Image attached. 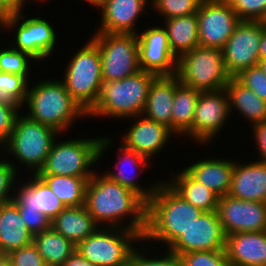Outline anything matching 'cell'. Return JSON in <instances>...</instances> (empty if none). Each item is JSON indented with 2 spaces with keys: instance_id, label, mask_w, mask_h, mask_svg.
Wrapping results in <instances>:
<instances>
[{
  "instance_id": "cell-27",
  "label": "cell",
  "mask_w": 266,
  "mask_h": 266,
  "mask_svg": "<svg viewBox=\"0 0 266 266\" xmlns=\"http://www.w3.org/2000/svg\"><path fill=\"white\" fill-rule=\"evenodd\" d=\"M99 227L85 205L66 207L51 221V228L76 246Z\"/></svg>"
},
{
  "instance_id": "cell-53",
  "label": "cell",
  "mask_w": 266,
  "mask_h": 266,
  "mask_svg": "<svg viewBox=\"0 0 266 266\" xmlns=\"http://www.w3.org/2000/svg\"><path fill=\"white\" fill-rule=\"evenodd\" d=\"M31 1H32V2L39 1V2L41 3V2H44V1L46 2L47 0H31ZM48 2H49V0H48Z\"/></svg>"
},
{
  "instance_id": "cell-29",
  "label": "cell",
  "mask_w": 266,
  "mask_h": 266,
  "mask_svg": "<svg viewBox=\"0 0 266 266\" xmlns=\"http://www.w3.org/2000/svg\"><path fill=\"white\" fill-rule=\"evenodd\" d=\"M170 179L165 182L185 201L202 212L217 210L219 196L210 188L194 179L185 169H181L176 175L174 173Z\"/></svg>"
},
{
  "instance_id": "cell-11",
  "label": "cell",
  "mask_w": 266,
  "mask_h": 266,
  "mask_svg": "<svg viewBox=\"0 0 266 266\" xmlns=\"http://www.w3.org/2000/svg\"><path fill=\"white\" fill-rule=\"evenodd\" d=\"M26 15L23 12L6 15L4 30H9L10 35L13 32L14 41V44L12 41L9 44L21 52L28 53L38 63L47 61L57 48V30L49 20L41 16Z\"/></svg>"
},
{
  "instance_id": "cell-43",
  "label": "cell",
  "mask_w": 266,
  "mask_h": 266,
  "mask_svg": "<svg viewBox=\"0 0 266 266\" xmlns=\"http://www.w3.org/2000/svg\"><path fill=\"white\" fill-rule=\"evenodd\" d=\"M20 113L16 107L0 102V148L8 141Z\"/></svg>"
},
{
  "instance_id": "cell-45",
  "label": "cell",
  "mask_w": 266,
  "mask_h": 266,
  "mask_svg": "<svg viewBox=\"0 0 266 266\" xmlns=\"http://www.w3.org/2000/svg\"><path fill=\"white\" fill-rule=\"evenodd\" d=\"M253 131L256 150L259 153L258 161L266 162V121L255 123L250 126Z\"/></svg>"
},
{
  "instance_id": "cell-2",
  "label": "cell",
  "mask_w": 266,
  "mask_h": 266,
  "mask_svg": "<svg viewBox=\"0 0 266 266\" xmlns=\"http://www.w3.org/2000/svg\"><path fill=\"white\" fill-rule=\"evenodd\" d=\"M202 211L185 201L165 181H159L155 193L147 201L146 229L143 241L168 249L196 221ZM160 242V243H159Z\"/></svg>"
},
{
  "instance_id": "cell-40",
  "label": "cell",
  "mask_w": 266,
  "mask_h": 266,
  "mask_svg": "<svg viewBox=\"0 0 266 266\" xmlns=\"http://www.w3.org/2000/svg\"><path fill=\"white\" fill-rule=\"evenodd\" d=\"M4 158L0 154V205L13 199L15 182H19L18 178H21L8 158Z\"/></svg>"
},
{
  "instance_id": "cell-32",
  "label": "cell",
  "mask_w": 266,
  "mask_h": 266,
  "mask_svg": "<svg viewBox=\"0 0 266 266\" xmlns=\"http://www.w3.org/2000/svg\"><path fill=\"white\" fill-rule=\"evenodd\" d=\"M32 242L47 266H62L76 249V245L51 227L33 235Z\"/></svg>"
},
{
  "instance_id": "cell-50",
  "label": "cell",
  "mask_w": 266,
  "mask_h": 266,
  "mask_svg": "<svg viewBox=\"0 0 266 266\" xmlns=\"http://www.w3.org/2000/svg\"><path fill=\"white\" fill-rule=\"evenodd\" d=\"M0 266H12L10 258L7 254L0 253Z\"/></svg>"
},
{
  "instance_id": "cell-17",
  "label": "cell",
  "mask_w": 266,
  "mask_h": 266,
  "mask_svg": "<svg viewBox=\"0 0 266 266\" xmlns=\"http://www.w3.org/2000/svg\"><path fill=\"white\" fill-rule=\"evenodd\" d=\"M217 215L226 236L238 232L266 231V203L219 197Z\"/></svg>"
},
{
  "instance_id": "cell-35",
  "label": "cell",
  "mask_w": 266,
  "mask_h": 266,
  "mask_svg": "<svg viewBox=\"0 0 266 266\" xmlns=\"http://www.w3.org/2000/svg\"><path fill=\"white\" fill-rule=\"evenodd\" d=\"M32 62L37 63L28 53L21 52L11 45L0 47V72L23 75L31 82L29 75H31V69H33L31 65L34 63Z\"/></svg>"
},
{
  "instance_id": "cell-37",
  "label": "cell",
  "mask_w": 266,
  "mask_h": 266,
  "mask_svg": "<svg viewBox=\"0 0 266 266\" xmlns=\"http://www.w3.org/2000/svg\"><path fill=\"white\" fill-rule=\"evenodd\" d=\"M203 0H151V8L161 19L197 13Z\"/></svg>"
},
{
  "instance_id": "cell-42",
  "label": "cell",
  "mask_w": 266,
  "mask_h": 266,
  "mask_svg": "<svg viewBox=\"0 0 266 266\" xmlns=\"http://www.w3.org/2000/svg\"><path fill=\"white\" fill-rule=\"evenodd\" d=\"M7 255L12 266H47L33 242L28 246L11 251Z\"/></svg>"
},
{
  "instance_id": "cell-21",
  "label": "cell",
  "mask_w": 266,
  "mask_h": 266,
  "mask_svg": "<svg viewBox=\"0 0 266 266\" xmlns=\"http://www.w3.org/2000/svg\"><path fill=\"white\" fill-rule=\"evenodd\" d=\"M116 151L118 160L117 163H115V167H112L115 169L111 171L106 169L103 174L112 181L118 182L122 186L136 192L147 202L155 193L159 182L157 181L156 183H151L148 187H144L138 183L137 178H139L138 175L142 174V171L144 172L147 168H149V163H151V161L143 155L136 153L134 150L126 148L121 143Z\"/></svg>"
},
{
  "instance_id": "cell-41",
  "label": "cell",
  "mask_w": 266,
  "mask_h": 266,
  "mask_svg": "<svg viewBox=\"0 0 266 266\" xmlns=\"http://www.w3.org/2000/svg\"><path fill=\"white\" fill-rule=\"evenodd\" d=\"M235 78L259 98L266 101V76L258 66L242 70Z\"/></svg>"
},
{
  "instance_id": "cell-23",
  "label": "cell",
  "mask_w": 266,
  "mask_h": 266,
  "mask_svg": "<svg viewBox=\"0 0 266 266\" xmlns=\"http://www.w3.org/2000/svg\"><path fill=\"white\" fill-rule=\"evenodd\" d=\"M225 252L230 266H266V231L226 236Z\"/></svg>"
},
{
  "instance_id": "cell-8",
  "label": "cell",
  "mask_w": 266,
  "mask_h": 266,
  "mask_svg": "<svg viewBox=\"0 0 266 266\" xmlns=\"http://www.w3.org/2000/svg\"><path fill=\"white\" fill-rule=\"evenodd\" d=\"M175 75L182 84L201 92L224 89L231 78L222 50L203 46H197L177 58Z\"/></svg>"
},
{
  "instance_id": "cell-1",
  "label": "cell",
  "mask_w": 266,
  "mask_h": 266,
  "mask_svg": "<svg viewBox=\"0 0 266 266\" xmlns=\"http://www.w3.org/2000/svg\"><path fill=\"white\" fill-rule=\"evenodd\" d=\"M85 207L100 227L126 228L144 235L147 202L101 172L95 171L88 181Z\"/></svg>"
},
{
  "instance_id": "cell-39",
  "label": "cell",
  "mask_w": 266,
  "mask_h": 266,
  "mask_svg": "<svg viewBox=\"0 0 266 266\" xmlns=\"http://www.w3.org/2000/svg\"><path fill=\"white\" fill-rule=\"evenodd\" d=\"M182 266H230L225 250L192 251L180 255Z\"/></svg>"
},
{
  "instance_id": "cell-26",
  "label": "cell",
  "mask_w": 266,
  "mask_h": 266,
  "mask_svg": "<svg viewBox=\"0 0 266 266\" xmlns=\"http://www.w3.org/2000/svg\"><path fill=\"white\" fill-rule=\"evenodd\" d=\"M33 235L27 229L17 204L10 200L0 205V253L9 252L28 246Z\"/></svg>"
},
{
  "instance_id": "cell-47",
  "label": "cell",
  "mask_w": 266,
  "mask_h": 266,
  "mask_svg": "<svg viewBox=\"0 0 266 266\" xmlns=\"http://www.w3.org/2000/svg\"><path fill=\"white\" fill-rule=\"evenodd\" d=\"M62 266H95L89 260L85 259L77 249L70 257L62 264Z\"/></svg>"
},
{
  "instance_id": "cell-49",
  "label": "cell",
  "mask_w": 266,
  "mask_h": 266,
  "mask_svg": "<svg viewBox=\"0 0 266 266\" xmlns=\"http://www.w3.org/2000/svg\"><path fill=\"white\" fill-rule=\"evenodd\" d=\"M88 5L94 6L96 9H100L103 5L105 0H84Z\"/></svg>"
},
{
  "instance_id": "cell-12",
  "label": "cell",
  "mask_w": 266,
  "mask_h": 266,
  "mask_svg": "<svg viewBox=\"0 0 266 266\" xmlns=\"http://www.w3.org/2000/svg\"><path fill=\"white\" fill-rule=\"evenodd\" d=\"M199 46L222 49L240 19L225 0H203L197 11Z\"/></svg>"
},
{
  "instance_id": "cell-4",
  "label": "cell",
  "mask_w": 266,
  "mask_h": 266,
  "mask_svg": "<svg viewBox=\"0 0 266 266\" xmlns=\"http://www.w3.org/2000/svg\"><path fill=\"white\" fill-rule=\"evenodd\" d=\"M112 138L111 135L65 141L57 138L37 175L92 177L107 149L113 148Z\"/></svg>"
},
{
  "instance_id": "cell-9",
  "label": "cell",
  "mask_w": 266,
  "mask_h": 266,
  "mask_svg": "<svg viewBox=\"0 0 266 266\" xmlns=\"http://www.w3.org/2000/svg\"><path fill=\"white\" fill-rule=\"evenodd\" d=\"M142 240L143 237L134 230L99 227L76 249L95 266H128L132 252Z\"/></svg>"
},
{
  "instance_id": "cell-6",
  "label": "cell",
  "mask_w": 266,
  "mask_h": 266,
  "mask_svg": "<svg viewBox=\"0 0 266 266\" xmlns=\"http://www.w3.org/2000/svg\"><path fill=\"white\" fill-rule=\"evenodd\" d=\"M60 135L62 134L52 127L29 119L23 112L17 116L8 141L1 147V154L7 158L14 157L13 161H8L18 174L20 165L25 166L24 171L27 168L26 172L37 174L43 167L54 141L62 138ZM15 160L20 165H16Z\"/></svg>"
},
{
  "instance_id": "cell-20",
  "label": "cell",
  "mask_w": 266,
  "mask_h": 266,
  "mask_svg": "<svg viewBox=\"0 0 266 266\" xmlns=\"http://www.w3.org/2000/svg\"><path fill=\"white\" fill-rule=\"evenodd\" d=\"M150 4L151 0H105L99 9L101 23L95 30L104 33L137 34V21L144 13H148L146 9Z\"/></svg>"
},
{
  "instance_id": "cell-44",
  "label": "cell",
  "mask_w": 266,
  "mask_h": 266,
  "mask_svg": "<svg viewBox=\"0 0 266 266\" xmlns=\"http://www.w3.org/2000/svg\"><path fill=\"white\" fill-rule=\"evenodd\" d=\"M21 217L32 235L44 232L51 227V220L42 212L19 209Z\"/></svg>"
},
{
  "instance_id": "cell-24",
  "label": "cell",
  "mask_w": 266,
  "mask_h": 266,
  "mask_svg": "<svg viewBox=\"0 0 266 266\" xmlns=\"http://www.w3.org/2000/svg\"><path fill=\"white\" fill-rule=\"evenodd\" d=\"M193 161L184 169L198 182L210 188L219 197L228 195L232 182L234 160L228 158L205 157Z\"/></svg>"
},
{
  "instance_id": "cell-51",
  "label": "cell",
  "mask_w": 266,
  "mask_h": 266,
  "mask_svg": "<svg viewBox=\"0 0 266 266\" xmlns=\"http://www.w3.org/2000/svg\"><path fill=\"white\" fill-rule=\"evenodd\" d=\"M257 66L262 70V72L266 76V59H259Z\"/></svg>"
},
{
  "instance_id": "cell-15",
  "label": "cell",
  "mask_w": 266,
  "mask_h": 266,
  "mask_svg": "<svg viewBox=\"0 0 266 266\" xmlns=\"http://www.w3.org/2000/svg\"><path fill=\"white\" fill-rule=\"evenodd\" d=\"M226 234L216 211L202 212L168 250L177 255L192 251L225 250Z\"/></svg>"
},
{
  "instance_id": "cell-14",
  "label": "cell",
  "mask_w": 266,
  "mask_h": 266,
  "mask_svg": "<svg viewBox=\"0 0 266 266\" xmlns=\"http://www.w3.org/2000/svg\"><path fill=\"white\" fill-rule=\"evenodd\" d=\"M261 40V21H240L223 46L222 55L231 77L242 70L257 66Z\"/></svg>"
},
{
  "instance_id": "cell-52",
  "label": "cell",
  "mask_w": 266,
  "mask_h": 266,
  "mask_svg": "<svg viewBox=\"0 0 266 266\" xmlns=\"http://www.w3.org/2000/svg\"><path fill=\"white\" fill-rule=\"evenodd\" d=\"M5 17L6 15L0 9V31L4 30Z\"/></svg>"
},
{
  "instance_id": "cell-28",
  "label": "cell",
  "mask_w": 266,
  "mask_h": 266,
  "mask_svg": "<svg viewBox=\"0 0 266 266\" xmlns=\"http://www.w3.org/2000/svg\"><path fill=\"white\" fill-rule=\"evenodd\" d=\"M224 89L228 96L231 115L232 111H238V115L249 121V126L266 121V101L242 85L235 77L230 78Z\"/></svg>"
},
{
  "instance_id": "cell-25",
  "label": "cell",
  "mask_w": 266,
  "mask_h": 266,
  "mask_svg": "<svg viewBox=\"0 0 266 266\" xmlns=\"http://www.w3.org/2000/svg\"><path fill=\"white\" fill-rule=\"evenodd\" d=\"M179 83L176 75L157 76L151 83L142 115L163 124L172 131V103Z\"/></svg>"
},
{
  "instance_id": "cell-30",
  "label": "cell",
  "mask_w": 266,
  "mask_h": 266,
  "mask_svg": "<svg viewBox=\"0 0 266 266\" xmlns=\"http://www.w3.org/2000/svg\"><path fill=\"white\" fill-rule=\"evenodd\" d=\"M201 91L179 82L172 103V132L176 137L193 140V118Z\"/></svg>"
},
{
  "instance_id": "cell-7",
  "label": "cell",
  "mask_w": 266,
  "mask_h": 266,
  "mask_svg": "<svg viewBox=\"0 0 266 266\" xmlns=\"http://www.w3.org/2000/svg\"><path fill=\"white\" fill-rule=\"evenodd\" d=\"M70 56L61 79L68 93L88 113L98 100L103 84L100 51L90 38Z\"/></svg>"
},
{
  "instance_id": "cell-36",
  "label": "cell",
  "mask_w": 266,
  "mask_h": 266,
  "mask_svg": "<svg viewBox=\"0 0 266 266\" xmlns=\"http://www.w3.org/2000/svg\"><path fill=\"white\" fill-rule=\"evenodd\" d=\"M141 243L139 244L140 248L138 246V248L136 247L132 252L128 266H182V261L179 255L170 252L166 248L164 249V254L161 253V255H157L154 250L151 251L150 248H153L152 246L143 240ZM153 252L156 254L155 256H152Z\"/></svg>"
},
{
  "instance_id": "cell-34",
  "label": "cell",
  "mask_w": 266,
  "mask_h": 266,
  "mask_svg": "<svg viewBox=\"0 0 266 266\" xmlns=\"http://www.w3.org/2000/svg\"><path fill=\"white\" fill-rule=\"evenodd\" d=\"M29 83L23 75L0 72V102L22 110Z\"/></svg>"
},
{
  "instance_id": "cell-5",
  "label": "cell",
  "mask_w": 266,
  "mask_h": 266,
  "mask_svg": "<svg viewBox=\"0 0 266 266\" xmlns=\"http://www.w3.org/2000/svg\"><path fill=\"white\" fill-rule=\"evenodd\" d=\"M156 77L141 70L118 81L103 82L97 102L87 113L88 118L102 116L123 122L142 115L151 83Z\"/></svg>"
},
{
  "instance_id": "cell-22",
  "label": "cell",
  "mask_w": 266,
  "mask_h": 266,
  "mask_svg": "<svg viewBox=\"0 0 266 266\" xmlns=\"http://www.w3.org/2000/svg\"><path fill=\"white\" fill-rule=\"evenodd\" d=\"M238 162H234L228 195L236 199L266 203V162Z\"/></svg>"
},
{
  "instance_id": "cell-46",
  "label": "cell",
  "mask_w": 266,
  "mask_h": 266,
  "mask_svg": "<svg viewBox=\"0 0 266 266\" xmlns=\"http://www.w3.org/2000/svg\"><path fill=\"white\" fill-rule=\"evenodd\" d=\"M31 0H0V9L5 15L24 12L25 4Z\"/></svg>"
},
{
  "instance_id": "cell-13",
  "label": "cell",
  "mask_w": 266,
  "mask_h": 266,
  "mask_svg": "<svg viewBox=\"0 0 266 266\" xmlns=\"http://www.w3.org/2000/svg\"><path fill=\"white\" fill-rule=\"evenodd\" d=\"M229 100L225 89L201 92L193 118V142L212 143L230 121Z\"/></svg>"
},
{
  "instance_id": "cell-48",
  "label": "cell",
  "mask_w": 266,
  "mask_h": 266,
  "mask_svg": "<svg viewBox=\"0 0 266 266\" xmlns=\"http://www.w3.org/2000/svg\"><path fill=\"white\" fill-rule=\"evenodd\" d=\"M259 59H266V22L261 21V40L259 46Z\"/></svg>"
},
{
  "instance_id": "cell-10",
  "label": "cell",
  "mask_w": 266,
  "mask_h": 266,
  "mask_svg": "<svg viewBox=\"0 0 266 266\" xmlns=\"http://www.w3.org/2000/svg\"><path fill=\"white\" fill-rule=\"evenodd\" d=\"M92 35L88 38L99 48L103 82L118 81L141 71L137 34L95 32Z\"/></svg>"
},
{
  "instance_id": "cell-16",
  "label": "cell",
  "mask_w": 266,
  "mask_h": 266,
  "mask_svg": "<svg viewBox=\"0 0 266 266\" xmlns=\"http://www.w3.org/2000/svg\"><path fill=\"white\" fill-rule=\"evenodd\" d=\"M156 26L137 33L140 69L157 76L175 75L177 57L170 49L167 31L163 25Z\"/></svg>"
},
{
  "instance_id": "cell-19",
  "label": "cell",
  "mask_w": 266,
  "mask_h": 266,
  "mask_svg": "<svg viewBox=\"0 0 266 266\" xmlns=\"http://www.w3.org/2000/svg\"><path fill=\"white\" fill-rule=\"evenodd\" d=\"M30 175L15 182L12 200L19 209L42 212L52 221L66 206L37 174Z\"/></svg>"
},
{
  "instance_id": "cell-18",
  "label": "cell",
  "mask_w": 266,
  "mask_h": 266,
  "mask_svg": "<svg viewBox=\"0 0 266 266\" xmlns=\"http://www.w3.org/2000/svg\"><path fill=\"white\" fill-rule=\"evenodd\" d=\"M131 123L122 134L120 143L149 160L165 150V146L170 144V138H176L168 127L143 115L132 117Z\"/></svg>"
},
{
  "instance_id": "cell-33",
  "label": "cell",
  "mask_w": 266,
  "mask_h": 266,
  "mask_svg": "<svg viewBox=\"0 0 266 266\" xmlns=\"http://www.w3.org/2000/svg\"><path fill=\"white\" fill-rule=\"evenodd\" d=\"M66 207L85 205L86 187L91 177L38 175Z\"/></svg>"
},
{
  "instance_id": "cell-31",
  "label": "cell",
  "mask_w": 266,
  "mask_h": 266,
  "mask_svg": "<svg viewBox=\"0 0 266 266\" xmlns=\"http://www.w3.org/2000/svg\"><path fill=\"white\" fill-rule=\"evenodd\" d=\"M162 20L170 49L177 58L199 46L197 13Z\"/></svg>"
},
{
  "instance_id": "cell-3",
  "label": "cell",
  "mask_w": 266,
  "mask_h": 266,
  "mask_svg": "<svg viewBox=\"0 0 266 266\" xmlns=\"http://www.w3.org/2000/svg\"><path fill=\"white\" fill-rule=\"evenodd\" d=\"M28 85L25 115L36 122L52 127L59 133L68 131L76 120L88 118L87 113L68 93L62 80H40ZM31 88H30V87ZM27 108H26V107Z\"/></svg>"
},
{
  "instance_id": "cell-38",
  "label": "cell",
  "mask_w": 266,
  "mask_h": 266,
  "mask_svg": "<svg viewBox=\"0 0 266 266\" xmlns=\"http://www.w3.org/2000/svg\"><path fill=\"white\" fill-rule=\"evenodd\" d=\"M241 21L266 22V0H225Z\"/></svg>"
}]
</instances>
